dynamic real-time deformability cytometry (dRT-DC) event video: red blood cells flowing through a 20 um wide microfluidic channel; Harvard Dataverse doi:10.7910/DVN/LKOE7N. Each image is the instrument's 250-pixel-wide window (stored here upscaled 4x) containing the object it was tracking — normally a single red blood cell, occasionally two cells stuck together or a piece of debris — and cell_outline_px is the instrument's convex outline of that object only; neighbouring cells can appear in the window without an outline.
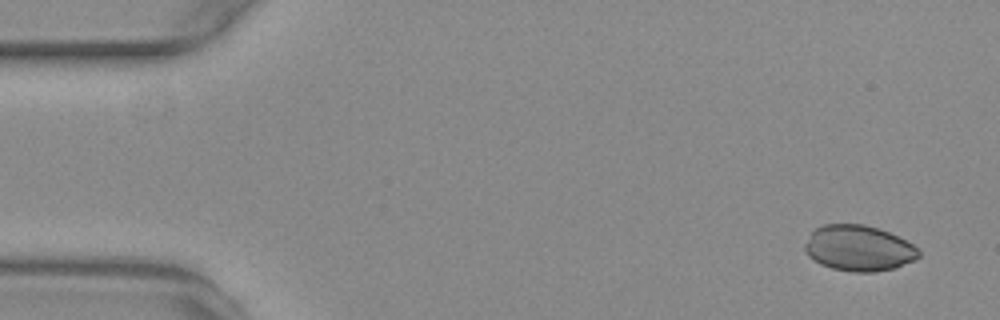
{"species": "common noctule bat (a hibernating species)", "species_latin": "Nyctalus noctula", "temperature_condition": "warm", "stored_images_in_passage": 54, "camera_frame_rate_fps": 3000, "um_per_image_px": 0.085, "animal": {"sex": "female", "body_mass_g": 29.2, "forearm_length_mm": 56.3}, "frame": {"image": 1, "passage_image": 1, "time_ms": 0.0, "image_size_px": [1000, 320], "cell_outline_px": [[920, 256], [916, 260], [896, 268], [876, 272], [852, 272], [832, 268], [820, 264], [808, 256], [804, 248], [804, 244], [812, 232], [816, 228], [824, 224], [864, 224], [880, 228], [912, 244], [920, 252]], "centroid_in_image_um": [72.99, 21.1], "position_along_channel_um": 12.0, "area_um2": 30.46}}
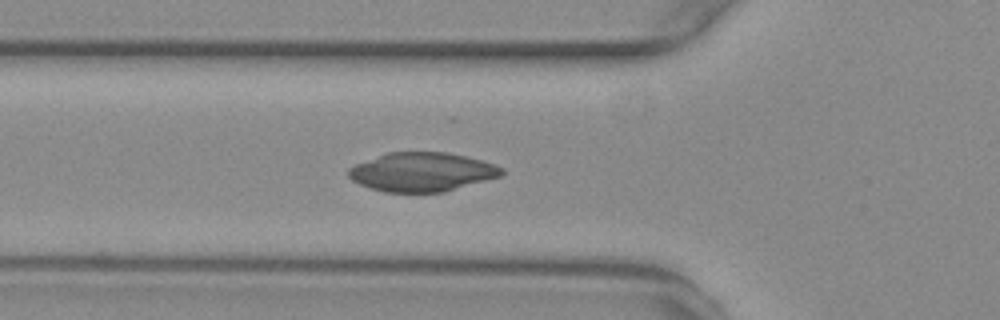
{"frame": {"image": 2, "passage_image": 17, "time_ms": 5.333, "image_size_px": [1000, 320], "cell_outline_px": [[504, 172], [500, 176], [444, 192], [384, 192], [360, 184], [352, 180], [348, 176], [348, 168], [356, 164], [388, 152], [444, 152], [464, 156], [496, 164], [504, 168]], "centroid_in_image_um": [35.87, 14.62], "position_along_channel_um": 89.9, "area_um2": 34.51}}
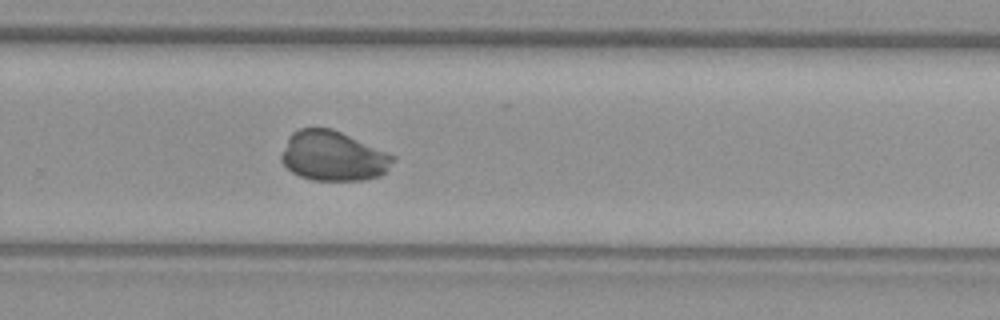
{"frame": {"image": 3, "passage_image": 34, "time_ms": 11.0, "image_size_px": [1000, 320], "cell_outline_px": [[396, 160], [388, 172], [380, 176], [364, 180], [312, 180], [300, 176], [292, 172], [280, 160], [280, 156], [288, 136], [292, 132], [300, 128], [332, 128], [396, 156]], "centroid_in_image_um": [28.34, 13.27], "position_along_channel_um": 301.5, "area_um2": 32.66}}